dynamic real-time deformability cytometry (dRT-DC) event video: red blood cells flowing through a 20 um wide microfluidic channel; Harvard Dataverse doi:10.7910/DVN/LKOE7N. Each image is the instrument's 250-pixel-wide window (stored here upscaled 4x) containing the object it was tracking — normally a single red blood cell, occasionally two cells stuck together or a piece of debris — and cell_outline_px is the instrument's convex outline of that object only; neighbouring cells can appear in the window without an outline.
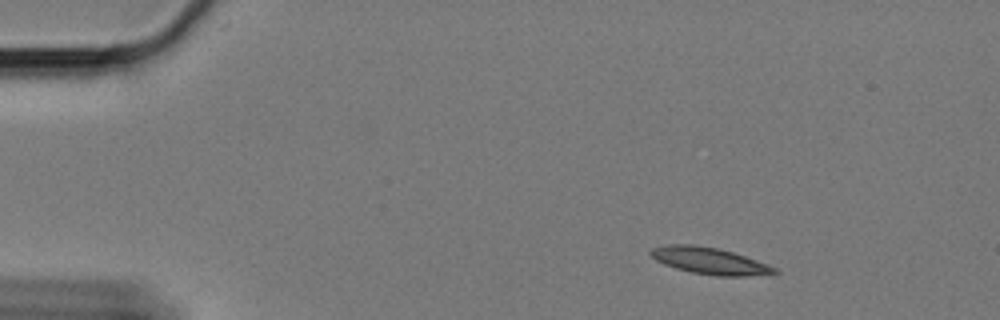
{"species": "Egyptian fruit bat (a non-hibernating species)", "species_latin": "Rousettus aegyptiacus", "temperature_condition": "cold", "stored_images_in_passage": 53, "camera_frame_rate_fps": 3000, "um_per_image_px": 0.085, "animal": {"sex": "female"}, "frame": {"image": 1, "passage_image": 1, "time_ms": 0.0, "image_size_px": [1000, 320], "cell_outline_px": [[780, 272], [748, 276], [716, 276], [692, 272], [676, 268], [664, 264], [656, 260], [648, 252], [652, 248], [668, 244], [692, 244], [716, 248], [732, 252], [768, 264], [776, 268]], "centroid_in_image_um": [60.29, 22.17], "position_along_channel_um": 24.7, "area_um2": 19.07}}
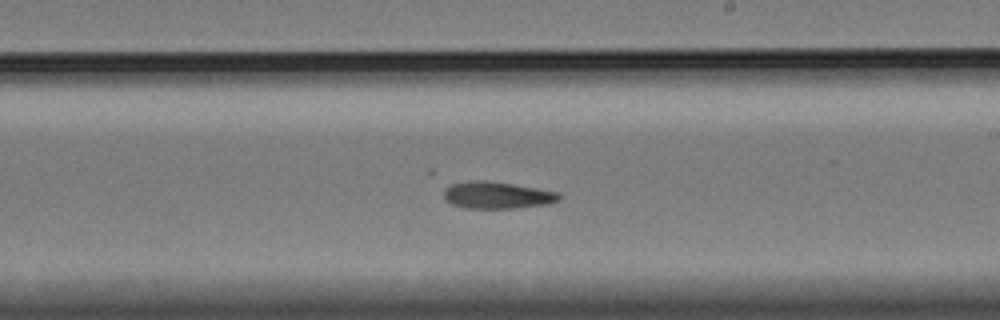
{"frame": {"image": 2, "passage_image": 28, "time_ms": 9.0, "image_size_px": [1000, 320], "cell_outline_px": [[560, 200], [548, 204], [516, 208], [468, 208], [452, 204], [444, 196], [444, 188], [452, 184], [468, 180], [484, 180], [512, 184], [560, 192]], "centroid_in_image_um": [42.27, 16.58], "position_along_channel_um": 246.7, "area_um2": 18.03}}
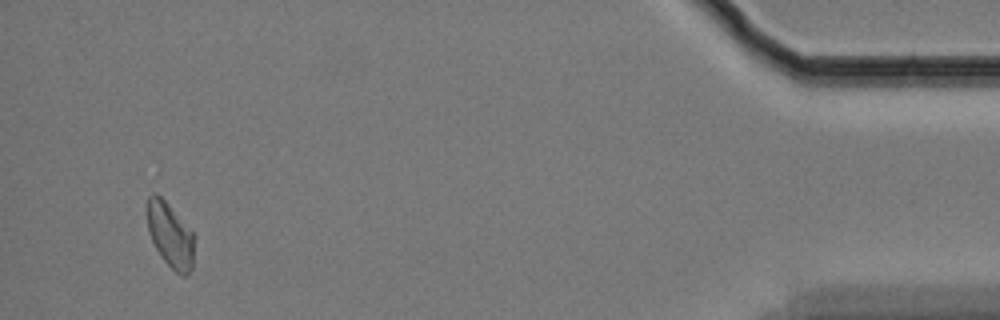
{"frame": {"image": 3, "passage_image": 50, "time_ms": 16.333, "image_size_px": [1000, 320], "cell_outline_px": [[192, 268], [184, 276], [180, 276], [164, 260], [156, 248], [152, 240], [148, 228], [148, 196], [152, 192], [156, 192], [168, 204], [192, 232]], "centroid_in_image_um": [14.44, 19.97], "position_along_channel_um": 420.8, "area_um2": 17.05}}